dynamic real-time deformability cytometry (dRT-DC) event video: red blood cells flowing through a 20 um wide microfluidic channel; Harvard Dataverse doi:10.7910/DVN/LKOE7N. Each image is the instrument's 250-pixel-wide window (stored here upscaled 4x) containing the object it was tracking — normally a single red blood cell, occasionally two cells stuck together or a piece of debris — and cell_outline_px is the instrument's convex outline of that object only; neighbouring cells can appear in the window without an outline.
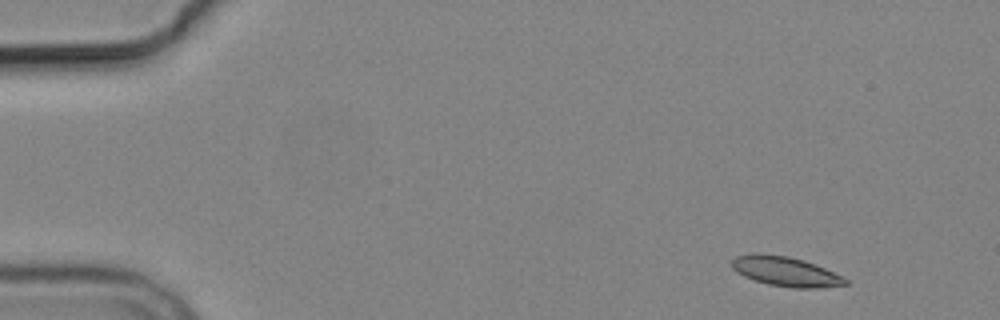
{"species": "common noctule bat (a hibernating species)", "species_latin": "Nyctalus noctula", "temperature_condition": "cold", "stored_images_in_passage": 9, "camera_frame_rate_fps": 3000, "um_per_image_px": 0.085, "animal": {"sex": "male", "body_mass_g": 19.2, "forearm_length_mm": 51.8}, "frame": {"image": 1, "passage_image": 1, "time_ms": 0.0, "image_size_px": [1000, 320], "cell_outline_px": [[848, 284], [824, 288], [792, 288], [768, 284], [744, 276], [736, 272], [732, 268], [732, 260], [736, 256], [752, 252], [756, 252], [788, 256], [804, 260], [844, 276], [848, 280]], "centroid_in_image_um": [66.78, 23.07], "position_along_channel_um": 18.2, "area_um2": 19.83}}
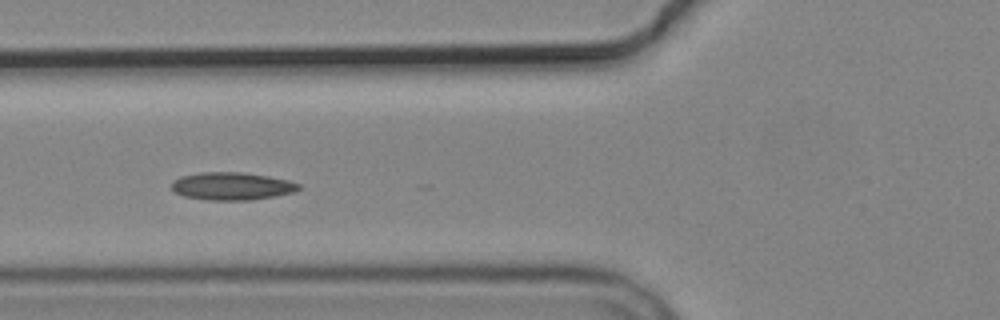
{"frame": {"image": 2, "passage_image": 5, "time_ms": 5.333, "image_size_px": [1000, 320], "cell_outline_px": [[300, 188], [292, 192], [272, 196], [248, 200], [208, 200], [184, 196], [176, 192], [172, 188], [172, 180], [180, 176], [200, 172], [244, 172], [268, 176], [288, 180], [300, 184]], "centroid_in_image_um": [19.67, 15.81], "position_along_channel_um": 106.1, "area_um2": 20.4}}
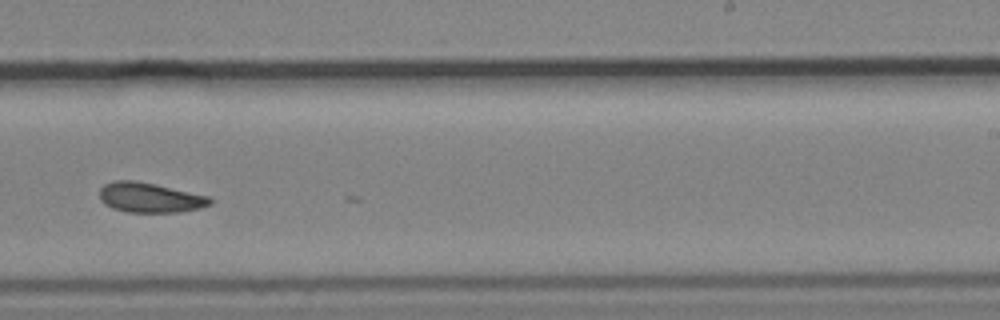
{"frame": {"image": 3, "passage_image": 9, "time_ms": 10.0, "image_size_px": [1000, 320], "cell_outline_px": [[212, 204], [200, 208], [176, 212], [128, 212], [112, 208], [104, 204], [100, 200], [100, 188], [104, 184], [112, 180], [132, 180], [156, 184], [208, 196], [212, 200]], "centroid_in_image_um": [12.71, 16.79], "position_along_channel_um": 276.3, "area_um2": 19.25}}